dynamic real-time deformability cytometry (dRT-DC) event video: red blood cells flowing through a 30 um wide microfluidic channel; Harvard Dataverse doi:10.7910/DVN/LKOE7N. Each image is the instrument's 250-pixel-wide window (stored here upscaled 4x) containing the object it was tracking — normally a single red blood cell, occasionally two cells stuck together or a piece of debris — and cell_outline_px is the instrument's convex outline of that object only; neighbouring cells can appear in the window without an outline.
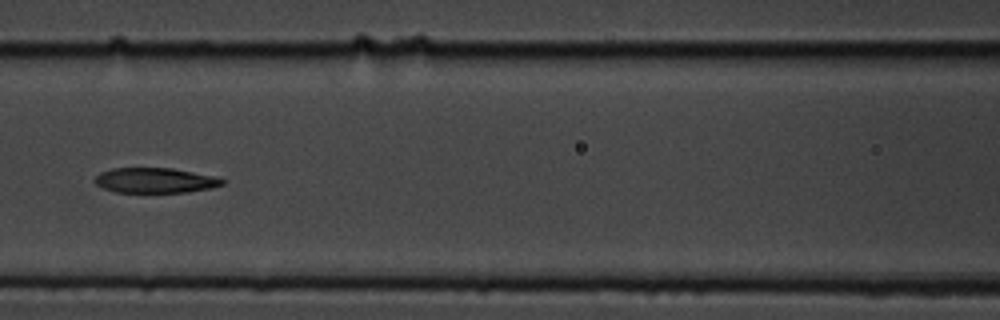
{"species": "common noctule bat (a hibernating species)", "species_latin": "Nyctalus noctula", "temperature_condition": "cold", "stored_images_in_passage": 11, "camera_frame_rate_fps": 3000, "um_per_image_px": 0.085, "animal": {"sex": "male", "body_mass_g": 19.5, "forearm_length_mm": 54.6}, "frame": {"image": 1, "passage_image": 8, "time_ms": 2.333, "image_size_px": [1000, 320], "cell_outline_px": [[224, 184], [212, 188], [188, 192], [116, 192], [104, 188], [96, 184], [92, 180], [100, 172], [112, 168], [172, 168], [220, 176], [224, 180]], "centroid_in_image_um": [13.23, 15.32], "position_along_channel_um": 153.4, "area_um2": 18.9}}
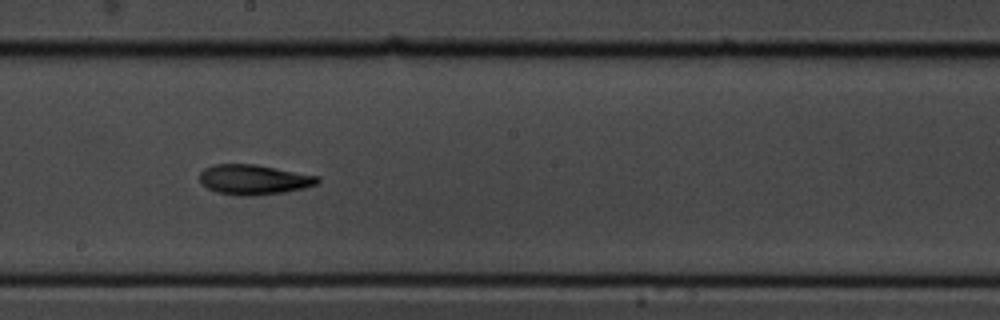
{"frame": {"image": 2, "passage_image": 10, "time_ms": 3.0, "image_size_px": [1000, 320], "cell_outline_px": [[320, 180], [316, 184], [304, 188], [284, 192], [252, 196], [236, 196], [216, 192], [200, 184], [200, 172], [204, 168], [216, 164], [256, 164], [320, 176]], "centroid_in_image_um": [21.56, 15.27], "position_along_channel_um": 226.6, "area_um2": 20.81}}
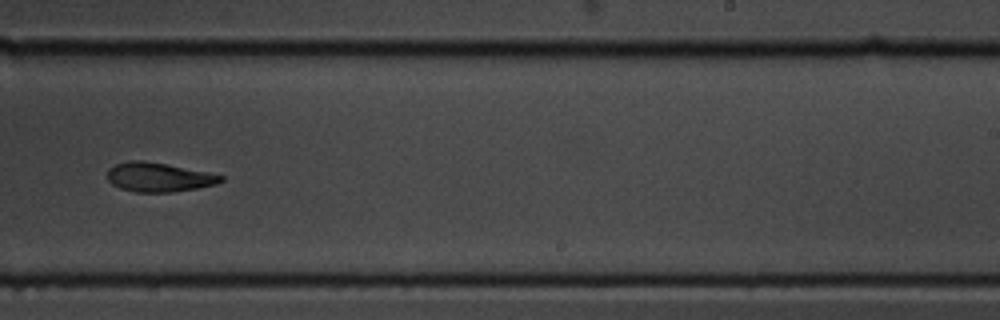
{"frame": {"image": 3, "passage_image": 11, "time_ms": 3.333, "image_size_px": [1000, 320], "cell_outline_px": [[224, 180], [216, 184], [196, 188], [172, 192], [136, 192], [120, 188], [112, 184], [108, 180], [108, 168], [116, 164], [128, 160], [144, 160], [224, 176]], "centroid_in_image_um": [13.44, 15.06], "position_along_channel_um": 275.6, "area_um2": 19.02}}